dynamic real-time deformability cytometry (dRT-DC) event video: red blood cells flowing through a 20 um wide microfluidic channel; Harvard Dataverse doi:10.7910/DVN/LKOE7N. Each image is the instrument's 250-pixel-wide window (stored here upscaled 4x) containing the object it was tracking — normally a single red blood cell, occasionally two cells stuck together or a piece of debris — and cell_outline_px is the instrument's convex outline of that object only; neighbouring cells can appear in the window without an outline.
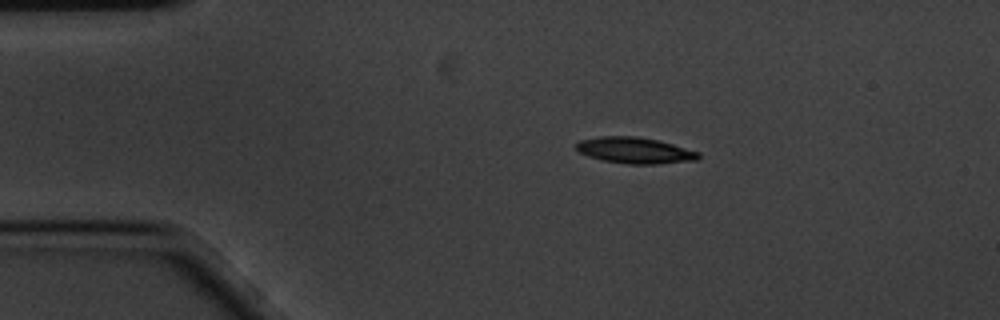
{"species": "common noctule bat (a hibernating species)", "species_latin": "Nyctalus noctula", "temperature_condition": "cold", "stored_images_in_passage": 3, "camera_frame_rate_fps": 3000, "um_per_image_px": 0.085, "animal": {"sex": "male", "body_mass_g": 20.1, "forearm_length_mm": 53.5}, "frame": {"image": 1, "passage_image": 2, "time_ms": 0.333, "image_size_px": [1000, 320], "cell_outline_px": [[700, 156], [696, 160], [656, 164], [628, 164], [600, 160], [588, 156], [572, 148], [572, 144], [580, 140], [600, 136], [636, 136], [656, 140], [672, 144], [700, 152]], "centroid_in_image_um": [53.88, 12.78], "position_along_channel_um": 31.1, "area_um2": 18.79}}